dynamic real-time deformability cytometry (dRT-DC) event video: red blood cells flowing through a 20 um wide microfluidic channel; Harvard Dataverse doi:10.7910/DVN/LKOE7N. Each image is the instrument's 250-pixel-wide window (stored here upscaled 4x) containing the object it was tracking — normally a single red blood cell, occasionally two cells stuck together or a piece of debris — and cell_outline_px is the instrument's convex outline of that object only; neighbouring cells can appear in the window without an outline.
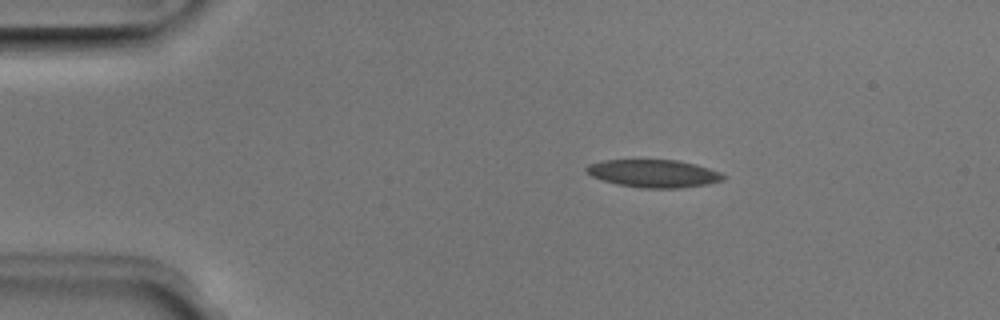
{"species": "Egyptian fruit bat (a non-hibernating species)", "species_latin": "Rousettus aegyptiacus", "temperature_condition": "room temperature", "stored_images_in_passage": 5, "camera_frame_rate_fps": 3000, "um_per_image_px": 0.085, "animal": {"sex": "male"}, "frame": {"image": 1, "passage_image": 3, "time_ms": 0.667, "image_size_px": [1000, 320], "cell_outline_px": [[724, 180], [708, 184], [680, 188], [644, 188], [620, 184], [604, 180], [592, 176], [584, 172], [584, 168], [588, 164], [604, 160], [680, 160], [696, 164], [720, 172], [724, 176]], "centroid_in_image_um": [55.56, 14.74], "position_along_channel_um": 29.4, "area_um2": 22.08}}
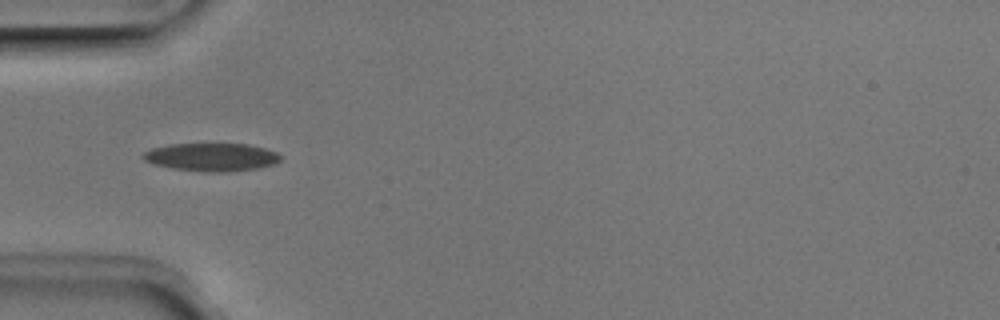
{"frame": {"image": 2, "passage_image": 5, "time_ms": 1.333, "image_size_px": [1000, 320], "cell_outline_px": [[284, 156], [280, 160], [272, 164], [256, 168], [228, 172], [204, 172], [172, 168], [156, 164], [144, 160], [140, 156], [144, 152], [152, 148], [168, 144], [248, 144], [264, 148], [276, 152]], "centroid_in_image_um": [17.98, 13.35], "position_along_channel_um": 67.0, "area_um2": 22.43}}